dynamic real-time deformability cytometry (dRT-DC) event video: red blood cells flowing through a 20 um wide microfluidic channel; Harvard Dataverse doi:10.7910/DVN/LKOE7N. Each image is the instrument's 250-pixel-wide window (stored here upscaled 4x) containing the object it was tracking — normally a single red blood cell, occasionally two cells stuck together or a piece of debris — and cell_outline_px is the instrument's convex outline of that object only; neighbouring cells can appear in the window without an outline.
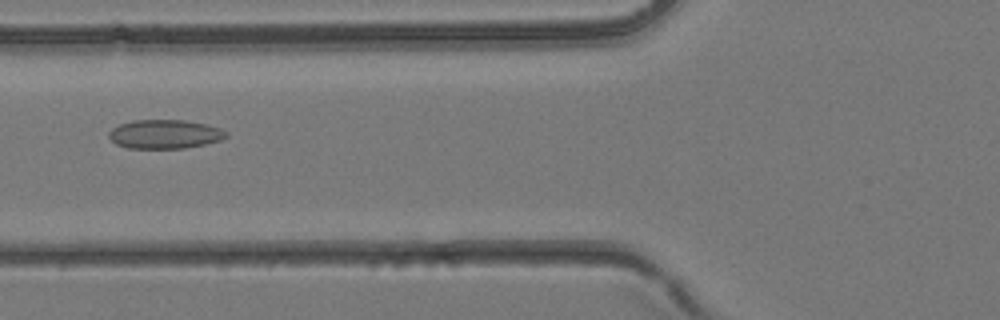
{"species": "common noctule bat (a hibernating species)", "species_latin": "Nyctalus noctula", "temperature_condition": "room temperature", "stored_images_in_passage": 29, "camera_frame_rate_fps": 3000, "um_per_image_px": 0.085, "animal": {"sex": "female", "body_mass_g": 24.6, "forearm_length_mm": 56.2}, "frame": {"image": 1, "passage_image": 7, "time_ms": 2.0, "image_size_px": [1000, 320], "cell_outline_px": [[228, 136], [220, 140], [204, 144], [184, 148], [128, 148], [116, 144], [108, 136], [108, 132], [112, 128], [120, 124], [132, 120], [184, 120], [204, 124], [220, 128], [228, 132]], "centroid_in_image_um": [13.99, 11.4], "position_along_channel_um": 111.8, "area_um2": 19.71}}
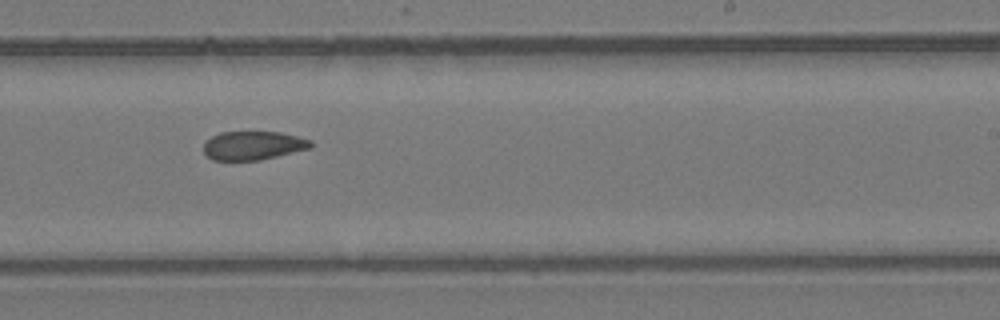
{"frame": {"image": 2, "passage_image": 16, "time_ms": 5.0, "image_size_px": [1000, 320], "cell_outline_px": [[312, 148], [260, 160], [212, 160], [204, 152], [204, 144], [212, 136], [220, 132], [280, 132], [312, 140]], "centroid_in_image_um": [21.54, 12.37], "position_along_channel_um": 267.5, "area_um2": 17.86}}
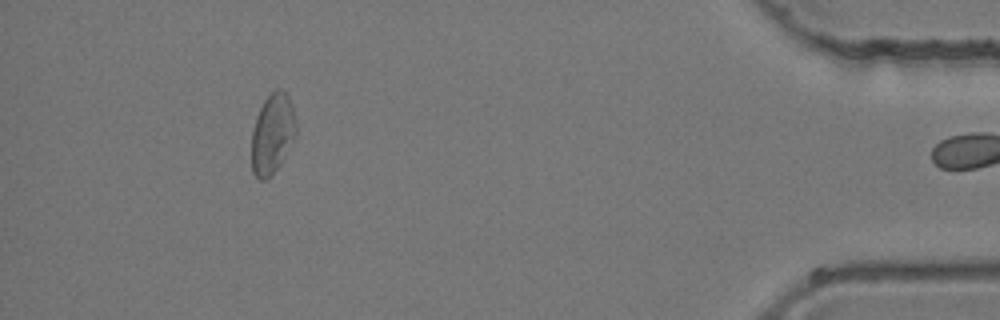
{"frame": {"image": 3, "passage_image": 28, "time_ms": 9.0, "image_size_px": [1000, 320], "cell_outline_px": [[296, 136], [280, 164], [264, 180], [260, 180], [252, 172], [252, 132], [256, 116], [264, 100], [276, 88], [280, 88], [288, 96], [292, 104], [296, 124]], "centroid_in_image_um": [23.16, 11.34], "position_along_channel_um": 412.0, "area_um2": 20.58}}